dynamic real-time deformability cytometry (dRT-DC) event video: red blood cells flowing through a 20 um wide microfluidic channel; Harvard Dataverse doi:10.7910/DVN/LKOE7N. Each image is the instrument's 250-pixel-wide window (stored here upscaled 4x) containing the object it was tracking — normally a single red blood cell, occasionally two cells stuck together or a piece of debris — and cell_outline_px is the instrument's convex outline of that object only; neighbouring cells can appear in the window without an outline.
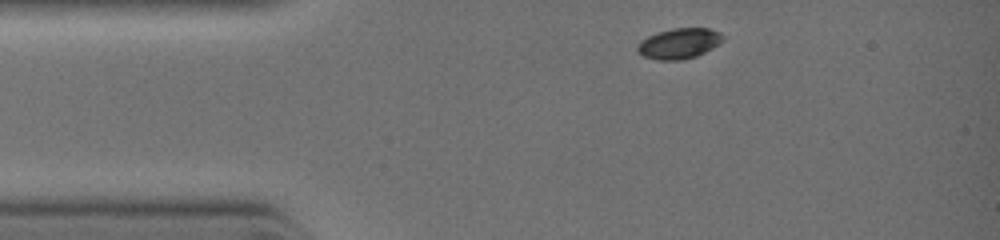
{"species": "common noctule bat (a hibernating species)", "species_latin": "Nyctalus noctula", "temperature_condition": "warm", "stored_images_in_passage": 11, "camera_frame_rate_fps": 3000, "um_per_image_px": 0.085, "animal": {"sex": "female", "body_mass_g": 19.0, "forearm_length_mm": 51.5}, "frame": {"image": 1, "passage_image": 1, "time_ms": 0.0, "image_size_px": [1000, 240], "cell_outline_px": [[724, 40], [720, 44], [696, 56], [680, 60], [656, 60], [644, 56], [636, 48], [640, 40], [656, 32], [672, 28], [708, 28], [720, 32], [724, 36]], "centroid_in_image_um": [57.74, 3.68], "position_along_channel_um": 27.3, "area_um2": 15.26}}
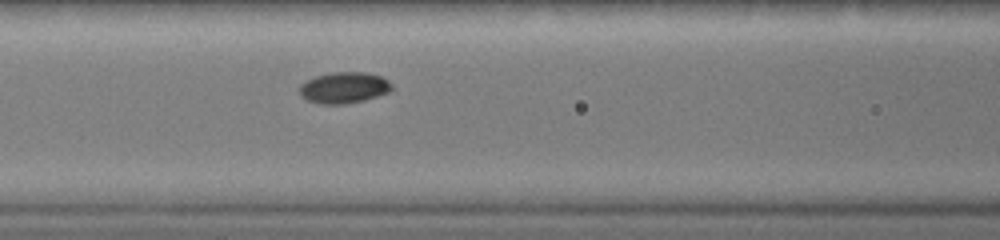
{"frame": {"image": 2, "passage_image": 9, "time_ms": 2.667, "image_size_px": [1000, 240], "cell_outline_px": [[392, 88], [388, 92], [364, 100], [344, 104], [324, 104], [308, 100], [300, 96], [296, 88], [300, 84], [316, 76], [332, 72], [364, 72], [384, 76], [392, 84]], "centroid_in_image_um": [29.22, 7.44], "position_along_channel_um": 137.4, "area_um2": 16.88}}
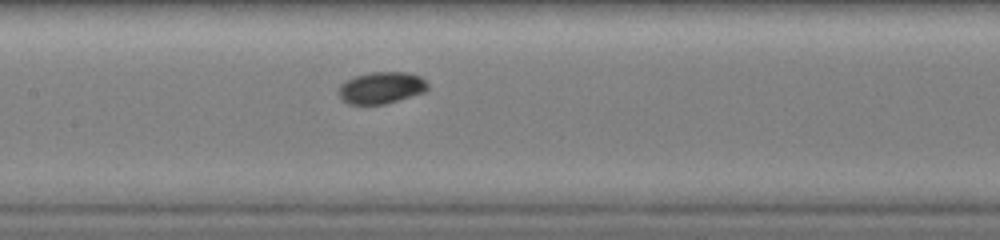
{"frame": {"image": 3, "passage_image": 11, "time_ms": 3.333, "image_size_px": [1000, 240], "cell_outline_px": [[428, 88], [424, 92], [384, 104], [348, 104], [336, 92], [340, 84], [356, 76], [372, 72], [408, 72], [420, 76], [428, 84]], "centroid_in_image_um": [32.4, 7.45], "position_along_channel_um": 175.0, "area_um2": 16.36}}